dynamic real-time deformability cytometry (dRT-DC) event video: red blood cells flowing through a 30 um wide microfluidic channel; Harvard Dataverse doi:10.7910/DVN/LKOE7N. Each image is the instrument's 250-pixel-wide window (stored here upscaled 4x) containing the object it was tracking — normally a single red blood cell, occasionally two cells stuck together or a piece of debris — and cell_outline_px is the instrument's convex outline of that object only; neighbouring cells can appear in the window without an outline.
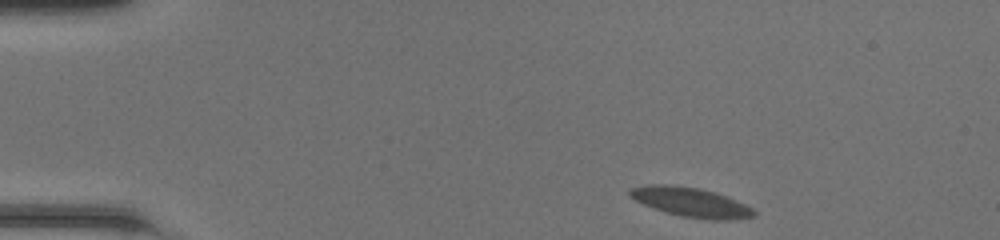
{"species": "common noctule bat (a hibernating species)", "species_latin": "Nyctalus noctula", "temperature_condition": "room temperature", "stored_images_in_passage": 45, "camera_frame_rate_fps": 3000, "um_per_image_px": 0.085, "animal": {"sex": "female", "body_mass_g": 20.0, "forearm_length_mm": 54.0}, "frame": {"image": 1, "passage_image": 1, "time_ms": 0.0, "image_size_px": [1000, 240], "cell_outline_px": [[756, 216], [724, 220], [712, 220], [680, 216], [644, 204], [628, 196], [628, 192], [632, 188], [648, 184], [664, 184], [696, 188], [716, 192], [744, 204], [752, 208], [756, 212]], "centroid_in_image_um": [58.72, 17.19], "position_along_channel_um": 26.3, "area_um2": 20.87}}
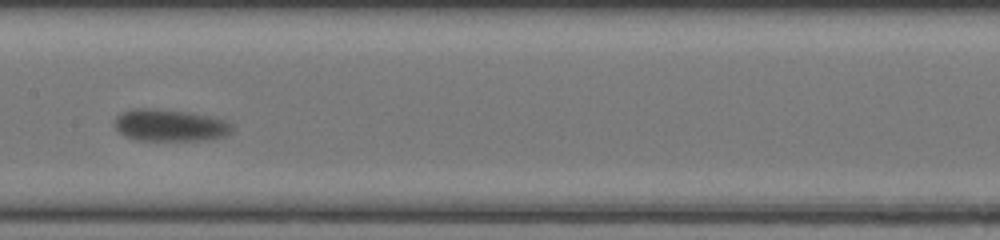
{"frame": {"image": 2, "passage_image": 20, "time_ms": 6.333, "image_size_px": [1000, 240], "cell_outline_px": [[236, 128], [232, 132], [224, 136], [204, 140], [136, 140], [120, 132], [116, 128], [116, 116], [120, 112], [132, 108], [152, 108], [188, 112], [208, 116], [224, 120], [232, 124]], "centroid_in_image_um": [14.47, 10.64], "position_along_channel_um": 192.9, "area_um2": 21.85}}
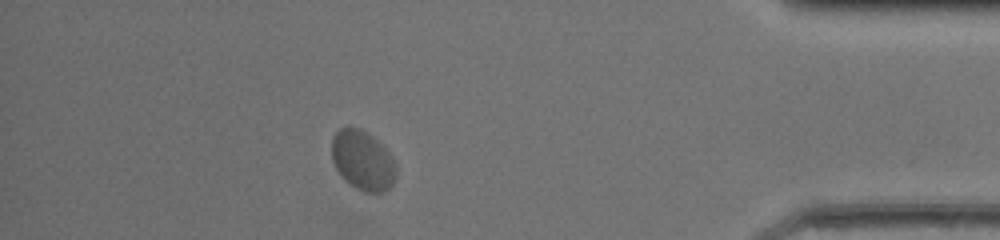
{"frame": {"image": 3, "passage_image": 39, "time_ms": 12.667, "image_size_px": [1000, 240], "cell_outline_px": [[396, 180], [384, 192], [364, 192], [356, 188], [344, 180], [336, 168], [332, 160], [332, 136], [340, 128], [348, 124], [360, 128], [368, 132], [392, 156], [396, 168]], "centroid_in_image_um": [30.81, 13.61], "position_along_channel_um": 404.4, "area_um2": 22.6}, "authors_computed_cell_mechanics": {"area_um2": 21.7328, "velocity_mm_per_s": 4.0017, "shape_relaxation_time_tau1_ms": 3.4146, "shape_relaxation_time_tau2_ms": null, "deformation_change_tau1": 0.0965, "deformation_change_tau2": null}}